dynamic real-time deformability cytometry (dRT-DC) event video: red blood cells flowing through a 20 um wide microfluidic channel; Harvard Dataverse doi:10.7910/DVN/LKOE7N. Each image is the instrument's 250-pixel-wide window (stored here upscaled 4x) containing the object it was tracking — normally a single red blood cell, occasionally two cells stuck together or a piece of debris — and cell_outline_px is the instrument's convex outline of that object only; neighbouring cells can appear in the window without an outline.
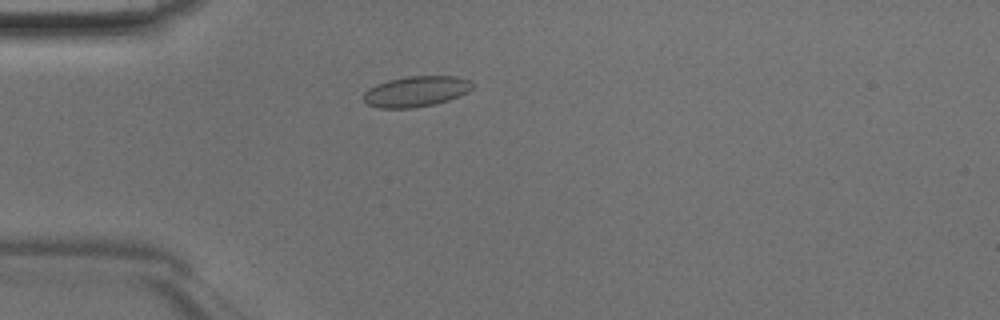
{"species": "Egyptian fruit bat (a non-hibernating species)", "species_latin": "Rousettus aegyptiacus", "temperature_condition": "room temperature", "stored_images_in_passage": 39, "camera_frame_rate_fps": 3000, "um_per_image_px": 0.085, "animal": {"sex": "male"}, "frame": {"image": 1, "passage_image": 5, "time_ms": 1.333, "image_size_px": [1000, 320], "cell_outline_px": [[476, 84], [468, 92], [460, 96], [448, 100], [432, 104], [412, 108], [380, 108], [368, 104], [364, 100], [364, 92], [368, 88], [376, 84], [388, 80], [408, 76], [456, 76], [468, 80]], "centroid_in_image_um": [35.38, 7.76], "position_along_channel_um": 49.6, "area_um2": 19.42}}
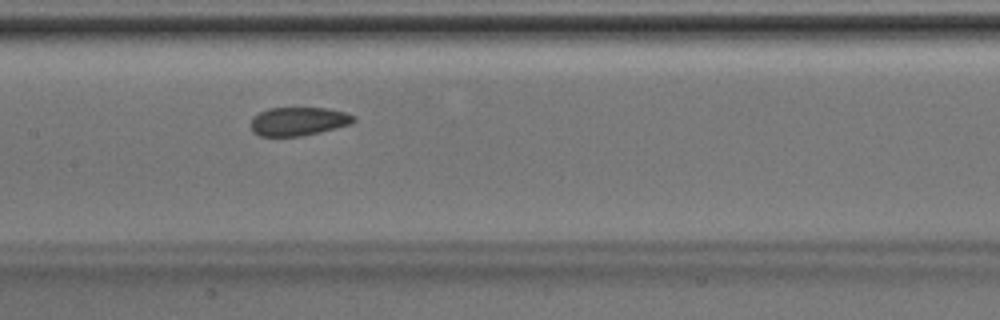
{"frame": {"image": 2, "passage_image": 15, "time_ms": 4.667, "image_size_px": [1000, 320], "cell_outline_px": [[356, 120], [352, 124], [320, 132], [300, 136], [260, 136], [252, 132], [252, 116], [268, 108], [328, 108], [344, 112], [356, 116]], "centroid_in_image_um": [25.38, 10.31], "position_along_channel_um": 182.0, "area_um2": 17.17}}
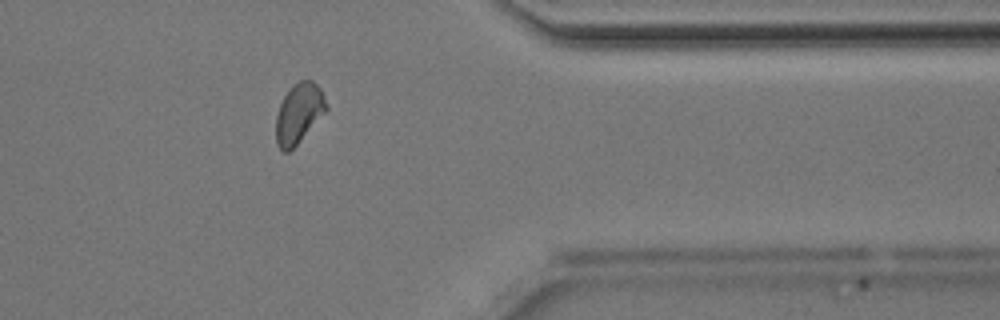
{"frame": {"image": 3, "passage_image": 30, "time_ms": 9.667, "image_size_px": [1000, 320], "cell_outline_px": [[328, 108], [296, 144], [288, 152], [284, 152], [276, 144], [276, 116], [280, 104], [284, 96], [292, 84], [300, 80], [312, 80], [320, 88], [328, 104]], "centroid_in_image_um": [25.39, 9.6], "position_along_channel_um": 386.0, "area_um2": 17.28}}